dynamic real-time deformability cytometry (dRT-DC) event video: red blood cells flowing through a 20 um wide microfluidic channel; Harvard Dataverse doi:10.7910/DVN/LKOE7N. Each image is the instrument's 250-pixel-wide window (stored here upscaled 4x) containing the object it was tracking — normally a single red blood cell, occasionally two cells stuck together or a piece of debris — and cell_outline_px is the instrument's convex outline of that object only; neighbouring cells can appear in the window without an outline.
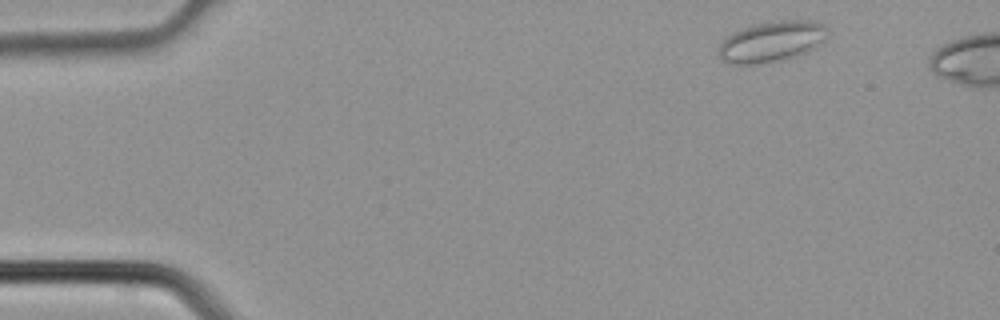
{"species": "common noctule bat (a hibernating species)", "species_latin": "Nyctalus noctula", "temperature_condition": "cold", "stored_images_in_passage": 3, "camera_frame_rate_fps": 3000, "um_per_image_px": 0.085, "animal": {"sex": "male", "body_mass_g": 21.5, "forearm_length_mm": 52.0}, "frame": {"image": 1, "passage_image": 1, "time_ms": 0.0, "image_size_px": [1000, 320], "cell_outline_px": [[828, 32], [812, 48], [796, 56], [784, 60], [756, 64], [728, 64], [720, 60], [716, 52], [716, 48], [732, 32], [756, 24], [776, 20], [816, 20], [824, 24], [828, 28]], "centroid_in_image_um": [65.52, 3.54], "position_along_channel_um": 19.5, "area_um2": 25.89}}